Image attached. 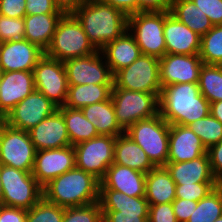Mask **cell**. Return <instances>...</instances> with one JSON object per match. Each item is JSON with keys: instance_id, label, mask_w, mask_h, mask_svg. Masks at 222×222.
<instances>
[{"instance_id": "1", "label": "cell", "mask_w": 222, "mask_h": 222, "mask_svg": "<svg viewBox=\"0 0 222 222\" xmlns=\"http://www.w3.org/2000/svg\"><path fill=\"white\" fill-rule=\"evenodd\" d=\"M73 15L97 50H101L128 30V16L101 0H87Z\"/></svg>"}, {"instance_id": "2", "label": "cell", "mask_w": 222, "mask_h": 222, "mask_svg": "<svg viewBox=\"0 0 222 222\" xmlns=\"http://www.w3.org/2000/svg\"><path fill=\"white\" fill-rule=\"evenodd\" d=\"M210 103L198 83L172 84L162 88L159 113L170 125L188 126L209 114Z\"/></svg>"}, {"instance_id": "3", "label": "cell", "mask_w": 222, "mask_h": 222, "mask_svg": "<svg viewBox=\"0 0 222 222\" xmlns=\"http://www.w3.org/2000/svg\"><path fill=\"white\" fill-rule=\"evenodd\" d=\"M43 198L60 207H79L99 202L100 181L76 166L51 180Z\"/></svg>"}, {"instance_id": "4", "label": "cell", "mask_w": 222, "mask_h": 222, "mask_svg": "<svg viewBox=\"0 0 222 222\" xmlns=\"http://www.w3.org/2000/svg\"><path fill=\"white\" fill-rule=\"evenodd\" d=\"M96 51L77 18L73 14H64L57 24L52 42L45 54L64 62Z\"/></svg>"}, {"instance_id": "5", "label": "cell", "mask_w": 222, "mask_h": 222, "mask_svg": "<svg viewBox=\"0 0 222 222\" xmlns=\"http://www.w3.org/2000/svg\"><path fill=\"white\" fill-rule=\"evenodd\" d=\"M170 124L160 113L131 125L125 133L147 154L155 167H164L168 158Z\"/></svg>"}, {"instance_id": "6", "label": "cell", "mask_w": 222, "mask_h": 222, "mask_svg": "<svg viewBox=\"0 0 222 222\" xmlns=\"http://www.w3.org/2000/svg\"><path fill=\"white\" fill-rule=\"evenodd\" d=\"M0 178L3 206L29 210L43 198L42 187L32 172L0 164Z\"/></svg>"}, {"instance_id": "7", "label": "cell", "mask_w": 222, "mask_h": 222, "mask_svg": "<svg viewBox=\"0 0 222 222\" xmlns=\"http://www.w3.org/2000/svg\"><path fill=\"white\" fill-rule=\"evenodd\" d=\"M111 99L116 120L124 131L140 120L159 114V97L153 93L117 88L113 84Z\"/></svg>"}, {"instance_id": "8", "label": "cell", "mask_w": 222, "mask_h": 222, "mask_svg": "<svg viewBox=\"0 0 222 222\" xmlns=\"http://www.w3.org/2000/svg\"><path fill=\"white\" fill-rule=\"evenodd\" d=\"M164 11L137 12L128 16V31L141 54L161 59L166 54Z\"/></svg>"}, {"instance_id": "9", "label": "cell", "mask_w": 222, "mask_h": 222, "mask_svg": "<svg viewBox=\"0 0 222 222\" xmlns=\"http://www.w3.org/2000/svg\"><path fill=\"white\" fill-rule=\"evenodd\" d=\"M113 84L117 88L156 94L159 98L162 87L159 73V59L141 55L131 65L113 75Z\"/></svg>"}, {"instance_id": "10", "label": "cell", "mask_w": 222, "mask_h": 222, "mask_svg": "<svg viewBox=\"0 0 222 222\" xmlns=\"http://www.w3.org/2000/svg\"><path fill=\"white\" fill-rule=\"evenodd\" d=\"M99 203L103 222H148L149 203L145 196L131 197L119 191L100 188Z\"/></svg>"}, {"instance_id": "11", "label": "cell", "mask_w": 222, "mask_h": 222, "mask_svg": "<svg viewBox=\"0 0 222 222\" xmlns=\"http://www.w3.org/2000/svg\"><path fill=\"white\" fill-rule=\"evenodd\" d=\"M36 149L28 131L10 127L0 120V164L32 172Z\"/></svg>"}, {"instance_id": "12", "label": "cell", "mask_w": 222, "mask_h": 222, "mask_svg": "<svg viewBox=\"0 0 222 222\" xmlns=\"http://www.w3.org/2000/svg\"><path fill=\"white\" fill-rule=\"evenodd\" d=\"M115 140L110 135H99L74 145L76 167L101 181L113 164Z\"/></svg>"}, {"instance_id": "13", "label": "cell", "mask_w": 222, "mask_h": 222, "mask_svg": "<svg viewBox=\"0 0 222 222\" xmlns=\"http://www.w3.org/2000/svg\"><path fill=\"white\" fill-rule=\"evenodd\" d=\"M35 89L58 107L64 106L69 89L64 62L44 54L33 69Z\"/></svg>"}, {"instance_id": "14", "label": "cell", "mask_w": 222, "mask_h": 222, "mask_svg": "<svg viewBox=\"0 0 222 222\" xmlns=\"http://www.w3.org/2000/svg\"><path fill=\"white\" fill-rule=\"evenodd\" d=\"M56 110H58V106L35 89L15 105L2 121L10 127L29 131Z\"/></svg>"}, {"instance_id": "15", "label": "cell", "mask_w": 222, "mask_h": 222, "mask_svg": "<svg viewBox=\"0 0 222 222\" xmlns=\"http://www.w3.org/2000/svg\"><path fill=\"white\" fill-rule=\"evenodd\" d=\"M68 85L113 84V74L100 50L64 61Z\"/></svg>"}, {"instance_id": "16", "label": "cell", "mask_w": 222, "mask_h": 222, "mask_svg": "<svg viewBox=\"0 0 222 222\" xmlns=\"http://www.w3.org/2000/svg\"><path fill=\"white\" fill-rule=\"evenodd\" d=\"M75 163L74 146L36 151L32 175L43 188L54 178L73 169Z\"/></svg>"}, {"instance_id": "17", "label": "cell", "mask_w": 222, "mask_h": 222, "mask_svg": "<svg viewBox=\"0 0 222 222\" xmlns=\"http://www.w3.org/2000/svg\"><path fill=\"white\" fill-rule=\"evenodd\" d=\"M203 61L199 55L165 54L159 59L161 87L180 83H198Z\"/></svg>"}, {"instance_id": "18", "label": "cell", "mask_w": 222, "mask_h": 222, "mask_svg": "<svg viewBox=\"0 0 222 222\" xmlns=\"http://www.w3.org/2000/svg\"><path fill=\"white\" fill-rule=\"evenodd\" d=\"M44 54L37 45L25 39L0 43V67L3 72L33 71Z\"/></svg>"}, {"instance_id": "19", "label": "cell", "mask_w": 222, "mask_h": 222, "mask_svg": "<svg viewBox=\"0 0 222 222\" xmlns=\"http://www.w3.org/2000/svg\"><path fill=\"white\" fill-rule=\"evenodd\" d=\"M34 90L33 71L3 72L0 81V120Z\"/></svg>"}, {"instance_id": "20", "label": "cell", "mask_w": 222, "mask_h": 222, "mask_svg": "<svg viewBox=\"0 0 222 222\" xmlns=\"http://www.w3.org/2000/svg\"><path fill=\"white\" fill-rule=\"evenodd\" d=\"M166 54L199 55L201 36L164 11Z\"/></svg>"}, {"instance_id": "21", "label": "cell", "mask_w": 222, "mask_h": 222, "mask_svg": "<svg viewBox=\"0 0 222 222\" xmlns=\"http://www.w3.org/2000/svg\"><path fill=\"white\" fill-rule=\"evenodd\" d=\"M28 132L37 151L71 145L65 120L59 110L43 119Z\"/></svg>"}, {"instance_id": "22", "label": "cell", "mask_w": 222, "mask_h": 222, "mask_svg": "<svg viewBox=\"0 0 222 222\" xmlns=\"http://www.w3.org/2000/svg\"><path fill=\"white\" fill-rule=\"evenodd\" d=\"M206 153V147L188 126L170 125L167 162L191 161Z\"/></svg>"}, {"instance_id": "23", "label": "cell", "mask_w": 222, "mask_h": 222, "mask_svg": "<svg viewBox=\"0 0 222 222\" xmlns=\"http://www.w3.org/2000/svg\"><path fill=\"white\" fill-rule=\"evenodd\" d=\"M145 182L146 173L113 163L100 181V188L119 191L131 197H142L145 196Z\"/></svg>"}, {"instance_id": "24", "label": "cell", "mask_w": 222, "mask_h": 222, "mask_svg": "<svg viewBox=\"0 0 222 222\" xmlns=\"http://www.w3.org/2000/svg\"><path fill=\"white\" fill-rule=\"evenodd\" d=\"M175 184L218 182L214 177L208 154L185 162H167L164 166Z\"/></svg>"}, {"instance_id": "25", "label": "cell", "mask_w": 222, "mask_h": 222, "mask_svg": "<svg viewBox=\"0 0 222 222\" xmlns=\"http://www.w3.org/2000/svg\"><path fill=\"white\" fill-rule=\"evenodd\" d=\"M100 51L113 75L131 65L142 55L133 35L128 30L119 38L106 44Z\"/></svg>"}, {"instance_id": "26", "label": "cell", "mask_w": 222, "mask_h": 222, "mask_svg": "<svg viewBox=\"0 0 222 222\" xmlns=\"http://www.w3.org/2000/svg\"><path fill=\"white\" fill-rule=\"evenodd\" d=\"M63 15L64 13L25 15L24 39L45 52L52 42L57 24Z\"/></svg>"}, {"instance_id": "27", "label": "cell", "mask_w": 222, "mask_h": 222, "mask_svg": "<svg viewBox=\"0 0 222 222\" xmlns=\"http://www.w3.org/2000/svg\"><path fill=\"white\" fill-rule=\"evenodd\" d=\"M113 163L144 173L155 168L144 150L125 132L116 137Z\"/></svg>"}, {"instance_id": "28", "label": "cell", "mask_w": 222, "mask_h": 222, "mask_svg": "<svg viewBox=\"0 0 222 222\" xmlns=\"http://www.w3.org/2000/svg\"><path fill=\"white\" fill-rule=\"evenodd\" d=\"M175 189V181L165 167L146 173L145 198L149 205L172 203L176 199Z\"/></svg>"}, {"instance_id": "29", "label": "cell", "mask_w": 222, "mask_h": 222, "mask_svg": "<svg viewBox=\"0 0 222 222\" xmlns=\"http://www.w3.org/2000/svg\"><path fill=\"white\" fill-rule=\"evenodd\" d=\"M81 111L95 126L99 135L117 137L125 132L116 120L115 109L111 97L106 101L87 105L83 107Z\"/></svg>"}, {"instance_id": "30", "label": "cell", "mask_w": 222, "mask_h": 222, "mask_svg": "<svg viewBox=\"0 0 222 222\" xmlns=\"http://www.w3.org/2000/svg\"><path fill=\"white\" fill-rule=\"evenodd\" d=\"M113 84L69 85L64 106L82 109L87 105L103 102L111 97Z\"/></svg>"}, {"instance_id": "31", "label": "cell", "mask_w": 222, "mask_h": 222, "mask_svg": "<svg viewBox=\"0 0 222 222\" xmlns=\"http://www.w3.org/2000/svg\"><path fill=\"white\" fill-rule=\"evenodd\" d=\"M170 14L198 35H205L213 24L192 0H173Z\"/></svg>"}, {"instance_id": "32", "label": "cell", "mask_w": 222, "mask_h": 222, "mask_svg": "<svg viewBox=\"0 0 222 222\" xmlns=\"http://www.w3.org/2000/svg\"><path fill=\"white\" fill-rule=\"evenodd\" d=\"M66 123V129L72 146L99 136L95 126L84 116L81 109L58 107Z\"/></svg>"}, {"instance_id": "33", "label": "cell", "mask_w": 222, "mask_h": 222, "mask_svg": "<svg viewBox=\"0 0 222 222\" xmlns=\"http://www.w3.org/2000/svg\"><path fill=\"white\" fill-rule=\"evenodd\" d=\"M222 216V184L216 186L198 201L187 222H214Z\"/></svg>"}, {"instance_id": "34", "label": "cell", "mask_w": 222, "mask_h": 222, "mask_svg": "<svg viewBox=\"0 0 222 222\" xmlns=\"http://www.w3.org/2000/svg\"><path fill=\"white\" fill-rule=\"evenodd\" d=\"M198 86L201 94L209 103L222 101V67L203 63Z\"/></svg>"}, {"instance_id": "35", "label": "cell", "mask_w": 222, "mask_h": 222, "mask_svg": "<svg viewBox=\"0 0 222 222\" xmlns=\"http://www.w3.org/2000/svg\"><path fill=\"white\" fill-rule=\"evenodd\" d=\"M199 57L204 64H222V25H214L201 36Z\"/></svg>"}, {"instance_id": "36", "label": "cell", "mask_w": 222, "mask_h": 222, "mask_svg": "<svg viewBox=\"0 0 222 222\" xmlns=\"http://www.w3.org/2000/svg\"><path fill=\"white\" fill-rule=\"evenodd\" d=\"M188 127L200 138L206 149L222 140V123L210 113L192 122Z\"/></svg>"}, {"instance_id": "37", "label": "cell", "mask_w": 222, "mask_h": 222, "mask_svg": "<svg viewBox=\"0 0 222 222\" xmlns=\"http://www.w3.org/2000/svg\"><path fill=\"white\" fill-rule=\"evenodd\" d=\"M65 208L52 204L42 198L27 210L26 222H62Z\"/></svg>"}, {"instance_id": "38", "label": "cell", "mask_w": 222, "mask_h": 222, "mask_svg": "<svg viewBox=\"0 0 222 222\" xmlns=\"http://www.w3.org/2000/svg\"><path fill=\"white\" fill-rule=\"evenodd\" d=\"M62 222H103L99 202L79 207H67Z\"/></svg>"}, {"instance_id": "39", "label": "cell", "mask_w": 222, "mask_h": 222, "mask_svg": "<svg viewBox=\"0 0 222 222\" xmlns=\"http://www.w3.org/2000/svg\"><path fill=\"white\" fill-rule=\"evenodd\" d=\"M219 184V182H201L189 185L176 184V198L198 202Z\"/></svg>"}, {"instance_id": "40", "label": "cell", "mask_w": 222, "mask_h": 222, "mask_svg": "<svg viewBox=\"0 0 222 222\" xmlns=\"http://www.w3.org/2000/svg\"><path fill=\"white\" fill-rule=\"evenodd\" d=\"M24 18H10L0 15V43L24 39Z\"/></svg>"}, {"instance_id": "41", "label": "cell", "mask_w": 222, "mask_h": 222, "mask_svg": "<svg viewBox=\"0 0 222 222\" xmlns=\"http://www.w3.org/2000/svg\"><path fill=\"white\" fill-rule=\"evenodd\" d=\"M206 14L211 23L222 25V0H192Z\"/></svg>"}, {"instance_id": "42", "label": "cell", "mask_w": 222, "mask_h": 222, "mask_svg": "<svg viewBox=\"0 0 222 222\" xmlns=\"http://www.w3.org/2000/svg\"><path fill=\"white\" fill-rule=\"evenodd\" d=\"M148 222H178L172 203L149 205Z\"/></svg>"}, {"instance_id": "43", "label": "cell", "mask_w": 222, "mask_h": 222, "mask_svg": "<svg viewBox=\"0 0 222 222\" xmlns=\"http://www.w3.org/2000/svg\"><path fill=\"white\" fill-rule=\"evenodd\" d=\"M26 15L63 13L54 0H25Z\"/></svg>"}, {"instance_id": "44", "label": "cell", "mask_w": 222, "mask_h": 222, "mask_svg": "<svg viewBox=\"0 0 222 222\" xmlns=\"http://www.w3.org/2000/svg\"><path fill=\"white\" fill-rule=\"evenodd\" d=\"M25 0H0V15L10 18H24Z\"/></svg>"}, {"instance_id": "45", "label": "cell", "mask_w": 222, "mask_h": 222, "mask_svg": "<svg viewBox=\"0 0 222 222\" xmlns=\"http://www.w3.org/2000/svg\"><path fill=\"white\" fill-rule=\"evenodd\" d=\"M211 170L217 181L222 184V140L207 149Z\"/></svg>"}, {"instance_id": "46", "label": "cell", "mask_w": 222, "mask_h": 222, "mask_svg": "<svg viewBox=\"0 0 222 222\" xmlns=\"http://www.w3.org/2000/svg\"><path fill=\"white\" fill-rule=\"evenodd\" d=\"M198 202L176 198L173 202V210L178 222H187L195 211Z\"/></svg>"}, {"instance_id": "47", "label": "cell", "mask_w": 222, "mask_h": 222, "mask_svg": "<svg viewBox=\"0 0 222 222\" xmlns=\"http://www.w3.org/2000/svg\"><path fill=\"white\" fill-rule=\"evenodd\" d=\"M27 210L0 204V222H26Z\"/></svg>"}, {"instance_id": "48", "label": "cell", "mask_w": 222, "mask_h": 222, "mask_svg": "<svg viewBox=\"0 0 222 222\" xmlns=\"http://www.w3.org/2000/svg\"><path fill=\"white\" fill-rule=\"evenodd\" d=\"M173 0H138V12L167 11L171 9Z\"/></svg>"}, {"instance_id": "49", "label": "cell", "mask_w": 222, "mask_h": 222, "mask_svg": "<svg viewBox=\"0 0 222 222\" xmlns=\"http://www.w3.org/2000/svg\"><path fill=\"white\" fill-rule=\"evenodd\" d=\"M121 10L127 16L138 12V0H101Z\"/></svg>"}, {"instance_id": "50", "label": "cell", "mask_w": 222, "mask_h": 222, "mask_svg": "<svg viewBox=\"0 0 222 222\" xmlns=\"http://www.w3.org/2000/svg\"><path fill=\"white\" fill-rule=\"evenodd\" d=\"M87 0H54V3L64 14H73Z\"/></svg>"}, {"instance_id": "51", "label": "cell", "mask_w": 222, "mask_h": 222, "mask_svg": "<svg viewBox=\"0 0 222 222\" xmlns=\"http://www.w3.org/2000/svg\"><path fill=\"white\" fill-rule=\"evenodd\" d=\"M209 113L222 123V101L210 103Z\"/></svg>"}, {"instance_id": "52", "label": "cell", "mask_w": 222, "mask_h": 222, "mask_svg": "<svg viewBox=\"0 0 222 222\" xmlns=\"http://www.w3.org/2000/svg\"><path fill=\"white\" fill-rule=\"evenodd\" d=\"M2 198H3V190H2V182L0 178V204H2Z\"/></svg>"}, {"instance_id": "53", "label": "cell", "mask_w": 222, "mask_h": 222, "mask_svg": "<svg viewBox=\"0 0 222 222\" xmlns=\"http://www.w3.org/2000/svg\"><path fill=\"white\" fill-rule=\"evenodd\" d=\"M214 222H222V216L217 218Z\"/></svg>"}, {"instance_id": "54", "label": "cell", "mask_w": 222, "mask_h": 222, "mask_svg": "<svg viewBox=\"0 0 222 222\" xmlns=\"http://www.w3.org/2000/svg\"><path fill=\"white\" fill-rule=\"evenodd\" d=\"M2 73H3V71H2V68L0 67V81H1Z\"/></svg>"}]
</instances>
